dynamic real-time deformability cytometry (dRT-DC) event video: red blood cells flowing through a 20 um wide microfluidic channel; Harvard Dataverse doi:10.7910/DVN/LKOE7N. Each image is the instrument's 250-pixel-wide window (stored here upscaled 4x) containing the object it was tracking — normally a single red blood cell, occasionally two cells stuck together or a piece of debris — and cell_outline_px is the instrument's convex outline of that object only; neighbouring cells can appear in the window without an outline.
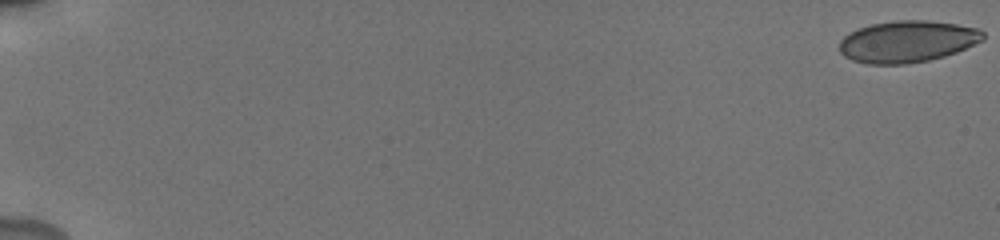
{"species": "human", "species_latin": "Homo sapiens", "temperature_condition": "cold", "stored_images_in_passage": 37, "camera_frame_rate_fps": 3000, "um_per_image_px": 0.085, "donor": {"sex": "male"}, "frame": {"image": 1, "passage_image": 1, "time_ms": 0.0, "image_size_px": [1000, 240], "cell_outline_px": [[984, 40], [956, 52], [944, 56], [928, 60], [904, 64], [868, 64], [852, 60], [844, 56], [840, 52], [840, 40], [844, 36], [860, 28], [872, 24], [896, 20], [928, 20], [956, 24], [980, 28], [984, 32]], "centroid_in_image_um": [77.15, 3.52], "position_along_channel_um": 7.9, "area_um2": 34.85}}
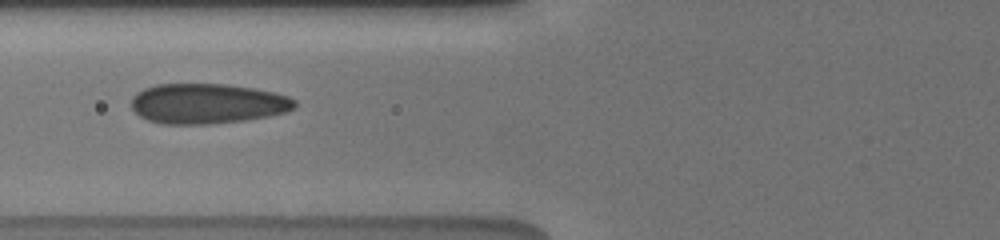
{"frame": {"image": 2, "passage_image": 16, "time_ms": 5.0, "image_size_px": [1000, 240], "cell_outline_px": [[296, 108], [288, 112], [268, 116], [244, 120], [208, 124], [160, 124], [148, 120], [140, 116], [132, 108], [132, 96], [136, 92], [144, 88], [156, 84], [228, 84], [252, 88], [272, 92], [288, 96], [296, 100]], "centroid_in_image_um": [17.63, 8.81], "position_along_channel_um": 108.2, "area_um2": 38.38}}
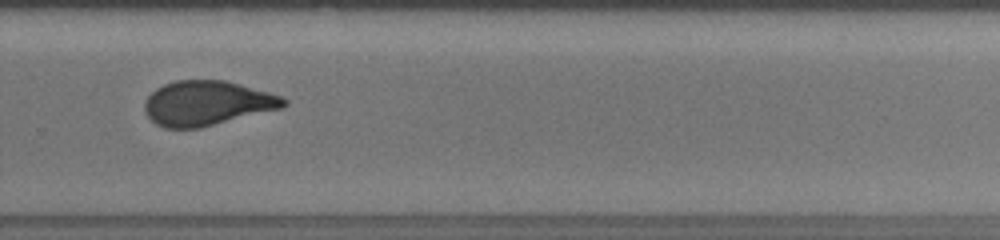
{"frame": {"image": 3, "passage_image": 29, "time_ms": 9.333, "image_size_px": [1000, 240], "cell_outline_px": [[288, 104], [284, 108], [200, 128], [164, 128], [156, 124], [148, 116], [144, 108], [144, 104], [148, 96], [156, 88], [164, 84], [176, 80], [224, 80], [268, 92], [280, 96], [288, 100]], "centroid_in_image_um": [17.61, 8.78], "position_along_channel_um": 312.2, "area_um2": 36.24}, "authors_computed_cell_mechanics": {"area_um2": 36.2406, "velocity_mm_per_s": 3.8655, "shape_relaxation_time_tau1_ms": 5.6356, "shape_relaxation_time_tau2_ms": 0.7522, "deformation_change_tau1": 0.1707, "deformation_change_tau2": 0.0709}}